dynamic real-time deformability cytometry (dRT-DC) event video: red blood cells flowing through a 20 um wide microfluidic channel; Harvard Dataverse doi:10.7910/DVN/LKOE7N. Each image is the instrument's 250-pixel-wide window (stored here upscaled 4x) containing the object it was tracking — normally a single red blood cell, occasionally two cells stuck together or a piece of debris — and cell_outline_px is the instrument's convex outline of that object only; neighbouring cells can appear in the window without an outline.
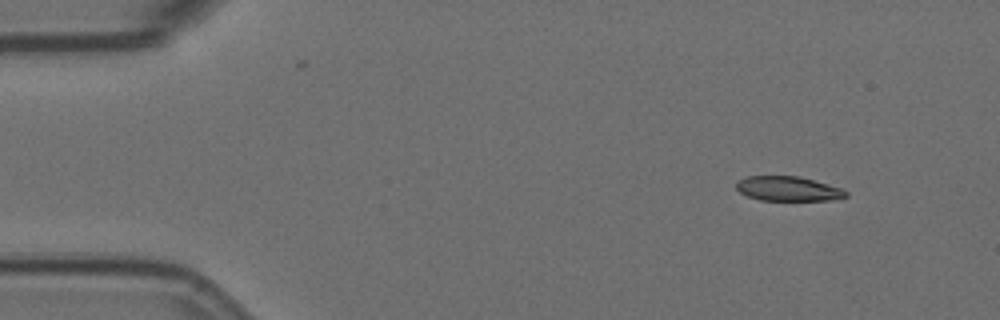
{"species": "Egyptian fruit bat (a non-hibernating species)", "species_latin": "Rousettus aegyptiacus", "temperature_condition": "room temperature", "stored_images_in_passage": 4, "camera_frame_rate_fps": 3000, "um_per_image_px": 0.085, "animal": {"sex": "female"}, "frame": {"image": 1, "passage_image": 1, "time_ms": 0.0, "image_size_px": [1000, 320], "cell_outline_px": [[848, 196], [840, 200], [760, 200], [748, 196], [740, 192], [736, 188], [736, 180], [744, 176], [800, 176], [840, 188], [848, 192]], "centroid_in_image_um": [66.98, 16.04], "position_along_channel_um": 18.0, "area_um2": 15.84}}
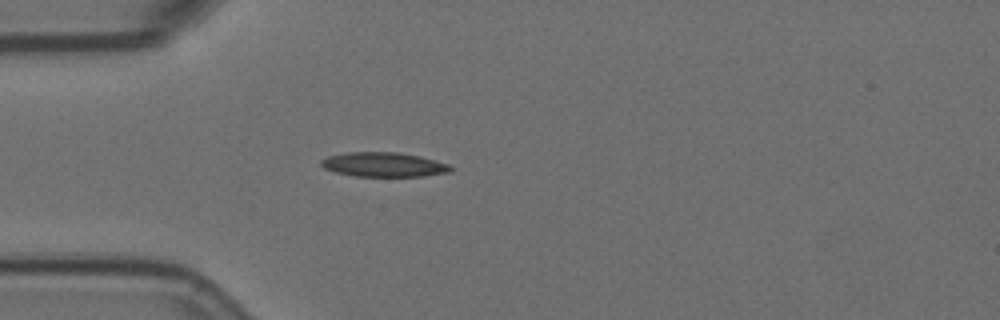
{"frame": {"image": 2, "passage_image": 4, "time_ms": 1.0, "image_size_px": [1000, 320], "cell_outline_px": [[452, 172], [424, 176], [356, 176], [336, 172], [324, 168], [320, 164], [320, 160], [328, 156], [344, 152], [396, 152], [420, 156], [448, 164], [452, 168]], "centroid_in_image_um": [32.6, 13.98], "position_along_channel_um": 52.4, "area_um2": 18.44}}